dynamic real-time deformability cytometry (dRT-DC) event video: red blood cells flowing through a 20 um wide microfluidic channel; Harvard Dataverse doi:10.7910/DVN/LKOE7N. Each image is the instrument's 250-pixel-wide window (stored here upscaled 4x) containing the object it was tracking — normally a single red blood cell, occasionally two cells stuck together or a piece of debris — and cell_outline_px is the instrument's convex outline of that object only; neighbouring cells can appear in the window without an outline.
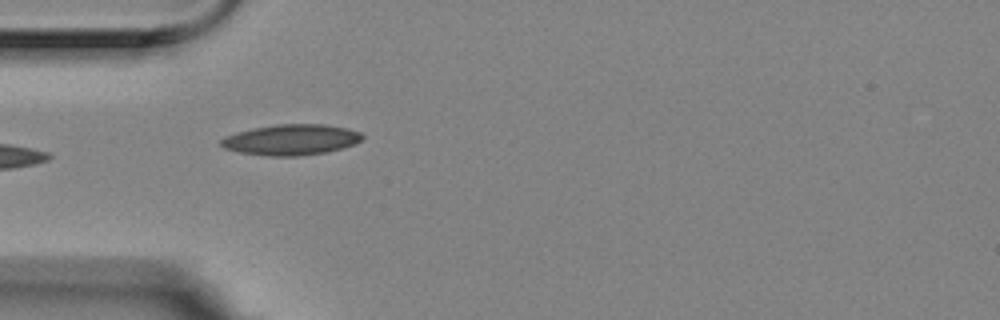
{"species": "Egyptian fruit bat (a non-hibernating species)", "species_latin": "Rousettus aegyptiacus", "temperature_condition": "room temperature", "stored_images_in_passage": 8, "camera_frame_rate_fps": 3000, "um_per_image_px": 0.085, "animal": {"sex": "female"}, "frame": {"image": 1, "passage_image": 5, "time_ms": 1.333, "image_size_px": [1000, 320], "cell_outline_px": [[364, 136], [356, 144], [328, 152], [296, 156], [268, 156], [240, 152], [224, 148], [220, 144], [220, 140], [224, 136], [236, 132], [252, 128], [276, 124], [324, 124], [348, 128], [360, 132]], "centroid_in_image_um": [24.75, 11.87], "position_along_channel_um": 60.3, "area_um2": 25.43}}
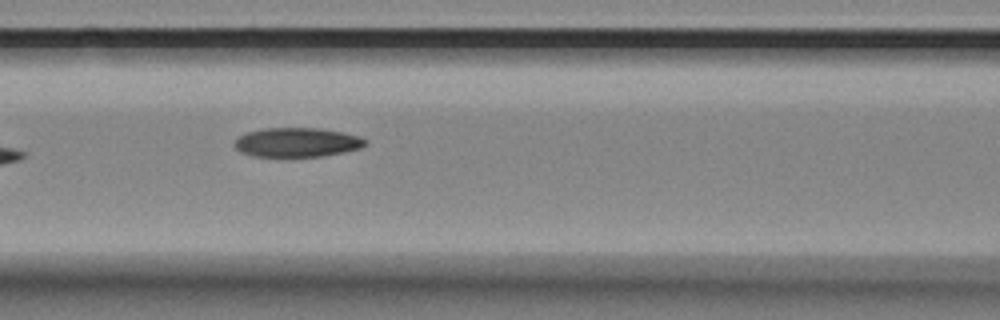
{"frame": {"image": 2, "passage_image": 7, "time_ms": 2.0, "image_size_px": [1000, 320], "cell_outline_px": [[368, 144], [360, 148], [344, 152], [320, 156], [252, 156], [240, 152], [232, 144], [240, 136], [248, 132], [264, 128], [320, 128], [344, 132], [360, 136], [368, 140]], "centroid_in_image_um": [25.28, 12.09], "position_along_channel_um": 141.3, "area_um2": 22.37}}
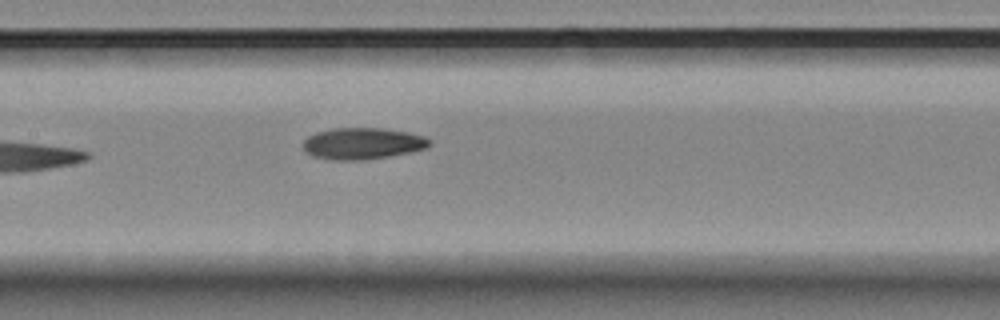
{"frame": {"image": 3, "passage_image": 8, "time_ms": 2.333, "image_size_px": [1000, 320], "cell_outline_px": [[432, 144], [428, 148], [388, 156], [364, 160], [332, 160], [312, 156], [304, 148], [304, 140], [308, 136], [316, 132], [332, 128], [384, 128], [408, 132], [424, 136], [432, 140]], "centroid_in_image_um": [30.85, 12.19], "position_along_channel_um": 176.6, "area_um2": 23.29}}